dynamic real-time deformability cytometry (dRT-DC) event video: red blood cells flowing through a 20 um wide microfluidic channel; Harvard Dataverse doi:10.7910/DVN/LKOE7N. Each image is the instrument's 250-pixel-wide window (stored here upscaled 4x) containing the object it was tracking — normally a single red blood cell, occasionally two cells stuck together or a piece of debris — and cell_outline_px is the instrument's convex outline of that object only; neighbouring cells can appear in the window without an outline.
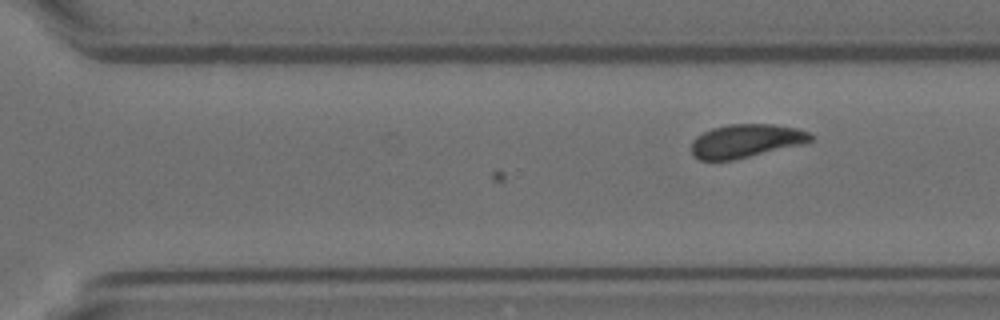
{"species": "Egyptian fruit bat (a non-hibernating species)", "species_latin": "Rousettus aegyptiacus", "temperature_condition": "room temperature", "stored_images_in_passage": 24, "camera_frame_rate_fps": 3000, "um_per_image_px": 0.085, "animal": {"sex": "female"}, "frame": {"image": 1, "passage_image": 24, "time_ms": 7.667, "image_size_px": [1000, 320], "cell_outline_px": [[812, 140], [804, 144], [732, 160], [700, 160], [692, 156], [692, 140], [696, 136], [712, 128], [728, 124], [772, 124], [796, 128], [808, 132], [812, 136]], "centroid_in_image_um": [63.38, 11.98], "position_along_channel_um": 307.2, "area_um2": 23.18}}